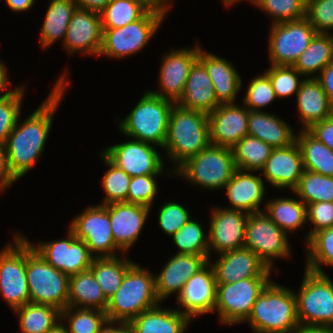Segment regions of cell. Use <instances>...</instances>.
I'll use <instances>...</instances> for the list:
<instances>
[{"label":"cell","mask_w":333,"mask_h":333,"mask_svg":"<svg viewBox=\"0 0 333 333\" xmlns=\"http://www.w3.org/2000/svg\"><path fill=\"white\" fill-rule=\"evenodd\" d=\"M306 205L333 202V177L304 170L298 186L293 190Z\"/></svg>","instance_id":"cell-41"},{"label":"cell","mask_w":333,"mask_h":333,"mask_svg":"<svg viewBox=\"0 0 333 333\" xmlns=\"http://www.w3.org/2000/svg\"><path fill=\"white\" fill-rule=\"evenodd\" d=\"M296 297L299 326L333 328V282L326 274L305 269Z\"/></svg>","instance_id":"cell-8"},{"label":"cell","mask_w":333,"mask_h":333,"mask_svg":"<svg viewBox=\"0 0 333 333\" xmlns=\"http://www.w3.org/2000/svg\"><path fill=\"white\" fill-rule=\"evenodd\" d=\"M116 323L120 326L114 327L113 325H116ZM99 333H132V331L128 322H114L107 320V322L101 327Z\"/></svg>","instance_id":"cell-58"},{"label":"cell","mask_w":333,"mask_h":333,"mask_svg":"<svg viewBox=\"0 0 333 333\" xmlns=\"http://www.w3.org/2000/svg\"><path fill=\"white\" fill-rule=\"evenodd\" d=\"M333 61L330 35L316 33L308 47L302 52L293 67L301 74L311 78L317 71L321 72Z\"/></svg>","instance_id":"cell-36"},{"label":"cell","mask_w":333,"mask_h":333,"mask_svg":"<svg viewBox=\"0 0 333 333\" xmlns=\"http://www.w3.org/2000/svg\"><path fill=\"white\" fill-rule=\"evenodd\" d=\"M273 17V24L306 17L305 0H256L255 4Z\"/></svg>","instance_id":"cell-46"},{"label":"cell","mask_w":333,"mask_h":333,"mask_svg":"<svg viewBox=\"0 0 333 333\" xmlns=\"http://www.w3.org/2000/svg\"><path fill=\"white\" fill-rule=\"evenodd\" d=\"M18 87L8 90L7 92H5L4 94H0V100L4 97H7L9 95H11L12 93H14L17 90Z\"/></svg>","instance_id":"cell-65"},{"label":"cell","mask_w":333,"mask_h":333,"mask_svg":"<svg viewBox=\"0 0 333 333\" xmlns=\"http://www.w3.org/2000/svg\"><path fill=\"white\" fill-rule=\"evenodd\" d=\"M270 276H257L234 283L217 284L216 305L220 322L234 325L246 321Z\"/></svg>","instance_id":"cell-10"},{"label":"cell","mask_w":333,"mask_h":333,"mask_svg":"<svg viewBox=\"0 0 333 333\" xmlns=\"http://www.w3.org/2000/svg\"><path fill=\"white\" fill-rule=\"evenodd\" d=\"M5 65L3 64V62H0V94L2 91L5 90V88H7V84H8V78H7V71L5 69Z\"/></svg>","instance_id":"cell-62"},{"label":"cell","mask_w":333,"mask_h":333,"mask_svg":"<svg viewBox=\"0 0 333 333\" xmlns=\"http://www.w3.org/2000/svg\"><path fill=\"white\" fill-rule=\"evenodd\" d=\"M75 311L73 312V310ZM67 307L61 311V321L68 318L69 333H99L107 322L106 313L99 309Z\"/></svg>","instance_id":"cell-43"},{"label":"cell","mask_w":333,"mask_h":333,"mask_svg":"<svg viewBox=\"0 0 333 333\" xmlns=\"http://www.w3.org/2000/svg\"><path fill=\"white\" fill-rule=\"evenodd\" d=\"M212 211L208 232L209 258L211 248L217 253H223L244 247L245 226L249 214L222 207Z\"/></svg>","instance_id":"cell-18"},{"label":"cell","mask_w":333,"mask_h":333,"mask_svg":"<svg viewBox=\"0 0 333 333\" xmlns=\"http://www.w3.org/2000/svg\"><path fill=\"white\" fill-rule=\"evenodd\" d=\"M167 13L151 7L140 19L119 28H102L103 42L99 56L124 58L145 47L157 32Z\"/></svg>","instance_id":"cell-9"},{"label":"cell","mask_w":333,"mask_h":333,"mask_svg":"<svg viewBox=\"0 0 333 333\" xmlns=\"http://www.w3.org/2000/svg\"><path fill=\"white\" fill-rule=\"evenodd\" d=\"M76 9L74 0H51L41 28L42 48L49 47L58 38L63 37V41L65 40L67 26Z\"/></svg>","instance_id":"cell-34"},{"label":"cell","mask_w":333,"mask_h":333,"mask_svg":"<svg viewBox=\"0 0 333 333\" xmlns=\"http://www.w3.org/2000/svg\"><path fill=\"white\" fill-rule=\"evenodd\" d=\"M290 333H333V328L318 326H299Z\"/></svg>","instance_id":"cell-60"},{"label":"cell","mask_w":333,"mask_h":333,"mask_svg":"<svg viewBox=\"0 0 333 333\" xmlns=\"http://www.w3.org/2000/svg\"><path fill=\"white\" fill-rule=\"evenodd\" d=\"M199 50L200 47L197 45L192 49L183 48L167 53L163 58L158 78L162 90L150 92L176 103L183 95L190 68L198 59Z\"/></svg>","instance_id":"cell-21"},{"label":"cell","mask_w":333,"mask_h":333,"mask_svg":"<svg viewBox=\"0 0 333 333\" xmlns=\"http://www.w3.org/2000/svg\"><path fill=\"white\" fill-rule=\"evenodd\" d=\"M78 8L101 12L112 0H74Z\"/></svg>","instance_id":"cell-57"},{"label":"cell","mask_w":333,"mask_h":333,"mask_svg":"<svg viewBox=\"0 0 333 333\" xmlns=\"http://www.w3.org/2000/svg\"><path fill=\"white\" fill-rule=\"evenodd\" d=\"M306 18L317 33L333 30V0H309L306 2Z\"/></svg>","instance_id":"cell-51"},{"label":"cell","mask_w":333,"mask_h":333,"mask_svg":"<svg viewBox=\"0 0 333 333\" xmlns=\"http://www.w3.org/2000/svg\"><path fill=\"white\" fill-rule=\"evenodd\" d=\"M306 77L296 93L303 130H308L314 123L333 115V105L320 82L313 76L307 79Z\"/></svg>","instance_id":"cell-28"},{"label":"cell","mask_w":333,"mask_h":333,"mask_svg":"<svg viewBox=\"0 0 333 333\" xmlns=\"http://www.w3.org/2000/svg\"><path fill=\"white\" fill-rule=\"evenodd\" d=\"M190 318L177 309H161L159 305L143 311L129 322L132 333H183Z\"/></svg>","instance_id":"cell-31"},{"label":"cell","mask_w":333,"mask_h":333,"mask_svg":"<svg viewBox=\"0 0 333 333\" xmlns=\"http://www.w3.org/2000/svg\"><path fill=\"white\" fill-rule=\"evenodd\" d=\"M314 77L320 82L323 90L328 96L329 101L333 105V61L330 62L321 72L320 75Z\"/></svg>","instance_id":"cell-55"},{"label":"cell","mask_w":333,"mask_h":333,"mask_svg":"<svg viewBox=\"0 0 333 333\" xmlns=\"http://www.w3.org/2000/svg\"><path fill=\"white\" fill-rule=\"evenodd\" d=\"M176 104L184 109L202 111L207 114L220 105L208 71L199 59L191 66L183 95Z\"/></svg>","instance_id":"cell-26"},{"label":"cell","mask_w":333,"mask_h":333,"mask_svg":"<svg viewBox=\"0 0 333 333\" xmlns=\"http://www.w3.org/2000/svg\"><path fill=\"white\" fill-rule=\"evenodd\" d=\"M103 42V29L100 12L78 8L67 26L63 42L64 48L74 54L76 51L99 55Z\"/></svg>","instance_id":"cell-17"},{"label":"cell","mask_w":333,"mask_h":333,"mask_svg":"<svg viewBox=\"0 0 333 333\" xmlns=\"http://www.w3.org/2000/svg\"><path fill=\"white\" fill-rule=\"evenodd\" d=\"M24 90L23 86L18 87L14 93L0 100V146H5L19 119Z\"/></svg>","instance_id":"cell-48"},{"label":"cell","mask_w":333,"mask_h":333,"mask_svg":"<svg viewBox=\"0 0 333 333\" xmlns=\"http://www.w3.org/2000/svg\"><path fill=\"white\" fill-rule=\"evenodd\" d=\"M7 6L16 12L27 11L32 8L34 0H5Z\"/></svg>","instance_id":"cell-59"},{"label":"cell","mask_w":333,"mask_h":333,"mask_svg":"<svg viewBox=\"0 0 333 333\" xmlns=\"http://www.w3.org/2000/svg\"><path fill=\"white\" fill-rule=\"evenodd\" d=\"M271 27L268 47L271 65L293 66L317 33L306 17Z\"/></svg>","instance_id":"cell-13"},{"label":"cell","mask_w":333,"mask_h":333,"mask_svg":"<svg viewBox=\"0 0 333 333\" xmlns=\"http://www.w3.org/2000/svg\"><path fill=\"white\" fill-rule=\"evenodd\" d=\"M102 153L130 177L163 173V159L149 143L134 139L112 145Z\"/></svg>","instance_id":"cell-15"},{"label":"cell","mask_w":333,"mask_h":333,"mask_svg":"<svg viewBox=\"0 0 333 333\" xmlns=\"http://www.w3.org/2000/svg\"><path fill=\"white\" fill-rule=\"evenodd\" d=\"M247 126L249 135L273 148H285L296 142L291 126L268 112L249 110Z\"/></svg>","instance_id":"cell-30"},{"label":"cell","mask_w":333,"mask_h":333,"mask_svg":"<svg viewBox=\"0 0 333 333\" xmlns=\"http://www.w3.org/2000/svg\"><path fill=\"white\" fill-rule=\"evenodd\" d=\"M70 224L76 238L85 242L93 257H115V251L121 250L114 241L107 205L86 208Z\"/></svg>","instance_id":"cell-14"},{"label":"cell","mask_w":333,"mask_h":333,"mask_svg":"<svg viewBox=\"0 0 333 333\" xmlns=\"http://www.w3.org/2000/svg\"><path fill=\"white\" fill-rule=\"evenodd\" d=\"M250 172L236 169L231 180L225 185L224 188L232 205L230 209L248 214L262 211L259 206L264 200L265 185L260 176Z\"/></svg>","instance_id":"cell-27"},{"label":"cell","mask_w":333,"mask_h":333,"mask_svg":"<svg viewBox=\"0 0 333 333\" xmlns=\"http://www.w3.org/2000/svg\"><path fill=\"white\" fill-rule=\"evenodd\" d=\"M211 144L208 114L184 109L176 103L171 109L163 149L177 163L175 170Z\"/></svg>","instance_id":"cell-2"},{"label":"cell","mask_w":333,"mask_h":333,"mask_svg":"<svg viewBox=\"0 0 333 333\" xmlns=\"http://www.w3.org/2000/svg\"><path fill=\"white\" fill-rule=\"evenodd\" d=\"M190 220L188 210L176 202L164 203L159 211L158 221L161 229L173 236Z\"/></svg>","instance_id":"cell-52"},{"label":"cell","mask_w":333,"mask_h":333,"mask_svg":"<svg viewBox=\"0 0 333 333\" xmlns=\"http://www.w3.org/2000/svg\"><path fill=\"white\" fill-rule=\"evenodd\" d=\"M150 7L157 8L163 10L168 13V9L170 7V1L173 0H144Z\"/></svg>","instance_id":"cell-61"},{"label":"cell","mask_w":333,"mask_h":333,"mask_svg":"<svg viewBox=\"0 0 333 333\" xmlns=\"http://www.w3.org/2000/svg\"><path fill=\"white\" fill-rule=\"evenodd\" d=\"M261 170L273 187L289 188L293 191L305 170L298 143L285 148H274Z\"/></svg>","instance_id":"cell-24"},{"label":"cell","mask_w":333,"mask_h":333,"mask_svg":"<svg viewBox=\"0 0 333 333\" xmlns=\"http://www.w3.org/2000/svg\"><path fill=\"white\" fill-rule=\"evenodd\" d=\"M287 234L264 211L251 213L245 226L244 247L252 250L272 270L274 258H287L290 246Z\"/></svg>","instance_id":"cell-12"},{"label":"cell","mask_w":333,"mask_h":333,"mask_svg":"<svg viewBox=\"0 0 333 333\" xmlns=\"http://www.w3.org/2000/svg\"><path fill=\"white\" fill-rule=\"evenodd\" d=\"M174 101L145 92L130 114L121 120L119 128L126 136L164 147L169 116Z\"/></svg>","instance_id":"cell-5"},{"label":"cell","mask_w":333,"mask_h":333,"mask_svg":"<svg viewBox=\"0 0 333 333\" xmlns=\"http://www.w3.org/2000/svg\"><path fill=\"white\" fill-rule=\"evenodd\" d=\"M68 306L106 311L108 300L90 269L69 276Z\"/></svg>","instance_id":"cell-32"},{"label":"cell","mask_w":333,"mask_h":333,"mask_svg":"<svg viewBox=\"0 0 333 333\" xmlns=\"http://www.w3.org/2000/svg\"><path fill=\"white\" fill-rule=\"evenodd\" d=\"M68 232L66 239L43 242L33 247L51 266L72 276L88 270L94 257L82 239L76 238L70 228Z\"/></svg>","instance_id":"cell-16"},{"label":"cell","mask_w":333,"mask_h":333,"mask_svg":"<svg viewBox=\"0 0 333 333\" xmlns=\"http://www.w3.org/2000/svg\"><path fill=\"white\" fill-rule=\"evenodd\" d=\"M266 214L288 235L306 222V204L294 198H277L266 203Z\"/></svg>","instance_id":"cell-38"},{"label":"cell","mask_w":333,"mask_h":333,"mask_svg":"<svg viewBox=\"0 0 333 333\" xmlns=\"http://www.w3.org/2000/svg\"><path fill=\"white\" fill-rule=\"evenodd\" d=\"M209 255L176 253L168 260L162 271L155 276V292L161 302L170 294L181 293L189 278L209 263Z\"/></svg>","instance_id":"cell-22"},{"label":"cell","mask_w":333,"mask_h":333,"mask_svg":"<svg viewBox=\"0 0 333 333\" xmlns=\"http://www.w3.org/2000/svg\"><path fill=\"white\" fill-rule=\"evenodd\" d=\"M158 303L155 275L134 263L127 270L119 289L108 300L105 313L109 321L129 323Z\"/></svg>","instance_id":"cell-4"},{"label":"cell","mask_w":333,"mask_h":333,"mask_svg":"<svg viewBox=\"0 0 333 333\" xmlns=\"http://www.w3.org/2000/svg\"><path fill=\"white\" fill-rule=\"evenodd\" d=\"M299 132L296 142L301 149L304 169L333 177V151L308 130L302 129Z\"/></svg>","instance_id":"cell-33"},{"label":"cell","mask_w":333,"mask_h":333,"mask_svg":"<svg viewBox=\"0 0 333 333\" xmlns=\"http://www.w3.org/2000/svg\"><path fill=\"white\" fill-rule=\"evenodd\" d=\"M247 321L254 333H290L295 330L299 321L294 292L270 281L258 296Z\"/></svg>","instance_id":"cell-3"},{"label":"cell","mask_w":333,"mask_h":333,"mask_svg":"<svg viewBox=\"0 0 333 333\" xmlns=\"http://www.w3.org/2000/svg\"><path fill=\"white\" fill-rule=\"evenodd\" d=\"M330 39H331V42H332V52H333V35H330Z\"/></svg>","instance_id":"cell-66"},{"label":"cell","mask_w":333,"mask_h":333,"mask_svg":"<svg viewBox=\"0 0 333 333\" xmlns=\"http://www.w3.org/2000/svg\"><path fill=\"white\" fill-rule=\"evenodd\" d=\"M306 221L314 225L307 234V241L316 232L333 227V202H317L306 205Z\"/></svg>","instance_id":"cell-53"},{"label":"cell","mask_w":333,"mask_h":333,"mask_svg":"<svg viewBox=\"0 0 333 333\" xmlns=\"http://www.w3.org/2000/svg\"><path fill=\"white\" fill-rule=\"evenodd\" d=\"M308 131L333 151V115L314 123Z\"/></svg>","instance_id":"cell-54"},{"label":"cell","mask_w":333,"mask_h":333,"mask_svg":"<svg viewBox=\"0 0 333 333\" xmlns=\"http://www.w3.org/2000/svg\"><path fill=\"white\" fill-rule=\"evenodd\" d=\"M236 169L232 148L210 144L173 172L192 184L215 190L224 188Z\"/></svg>","instance_id":"cell-7"},{"label":"cell","mask_w":333,"mask_h":333,"mask_svg":"<svg viewBox=\"0 0 333 333\" xmlns=\"http://www.w3.org/2000/svg\"><path fill=\"white\" fill-rule=\"evenodd\" d=\"M26 274L31 303L60 311L68 307L69 276L51 266L26 238Z\"/></svg>","instance_id":"cell-6"},{"label":"cell","mask_w":333,"mask_h":333,"mask_svg":"<svg viewBox=\"0 0 333 333\" xmlns=\"http://www.w3.org/2000/svg\"><path fill=\"white\" fill-rule=\"evenodd\" d=\"M14 311L22 333H48L61 321V311L49 305L29 302Z\"/></svg>","instance_id":"cell-37"},{"label":"cell","mask_w":333,"mask_h":333,"mask_svg":"<svg viewBox=\"0 0 333 333\" xmlns=\"http://www.w3.org/2000/svg\"><path fill=\"white\" fill-rule=\"evenodd\" d=\"M101 156L106 165L109 166V169L102 177L103 189L106 195L101 205L127 203L128 188L132 177L124 170L118 168L103 153Z\"/></svg>","instance_id":"cell-45"},{"label":"cell","mask_w":333,"mask_h":333,"mask_svg":"<svg viewBox=\"0 0 333 333\" xmlns=\"http://www.w3.org/2000/svg\"><path fill=\"white\" fill-rule=\"evenodd\" d=\"M210 264L209 262L198 273L192 275L177 296L180 305L178 308L183 307L182 310H177L190 319L214 312L217 284L213 266L208 267Z\"/></svg>","instance_id":"cell-19"},{"label":"cell","mask_w":333,"mask_h":333,"mask_svg":"<svg viewBox=\"0 0 333 333\" xmlns=\"http://www.w3.org/2000/svg\"><path fill=\"white\" fill-rule=\"evenodd\" d=\"M115 244L123 252L137 241L150 208L126 202L107 204Z\"/></svg>","instance_id":"cell-25"},{"label":"cell","mask_w":333,"mask_h":333,"mask_svg":"<svg viewBox=\"0 0 333 333\" xmlns=\"http://www.w3.org/2000/svg\"><path fill=\"white\" fill-rule=\"evenodd\" d=\"M213 263L216 284L234 283L257 276H270L269 269L249 248L242 247L220 253Z\"/></svg>","instance_id":"cell-23"},{"label":"cell","mask_w":333,"mask_h":333,"mask_svg":"<svg viewBox=\"0 0 333 333\" xmlns=\"http://www.w3.org/2000/svg\"><path fill=\"white\" fill-rule=\"evenodd\" d=\"M265 74L269 77L277 98L297 93L303 81L298 78L301 74L289 65H271Z\"/></svg>","instance_id":"cell-47"},{"label":"cell","mask_w":333,"mask_h":333,"mask_svg":"<svg viewBox=\"0 0 333 333\" xmlns=\"http://www.w3.org/2000/svg\"><path fill=\"white\" fill-rule=\"evenodd\" d=\"M159 175H140L131 178L127 203L138 204L151 209L157 193V183L154 177Z\"/></svg>","instance_id":"cell-50"},{"label":"cell","mask_w":333,"mask_h":333,"mask_svg":"<svg viewBox=\"0 0 333 333\" xmlns=\"http://www.w3.org/2000/svg\"><path fill=\"white\" fill-rule=\"evenodd\" d=\"M273 149L259 138L247 134L232 147L235 166L244 171H260Z\"/></svg>","instance_id":"cell-39"},{"label":"cell","mask_w":333,"mask_h":333,"mask_svg":"<svg viewBox=\"0 0 333 333\" xmlns=\"http://www.w3.org/2000/svg\"><path fill=\"white\" fill-rule=\"evenodd\" d=\"M226 5H232L235 4V2L237 1H241V0H222ZM252 2L253 4H255L256 0H247Z\"/></svg>","instance_id":"cell-64"},{"label":"cell","mask_w":333,"mask_h":333,"mask_svg":"<svg viewBox=\"0 0 333 333\" xmlns=\"http://www.w3.org/2000/svg\"><path fill=\"white\" fill-rule=\"evenodd\" d=\"M17 181L10 173L5 146H0V191Z\"/></svg>","instance_id":"cell-56"},{"label":"cell","mask_w":333,"mask_h":333,"mask_svg":"<svg viewBox=\"0 0 333 333\" xmlns=\"http://www.w3.org/2000/svg\"><path fill=\"white\" fill-rule=\"evenodd\" d=\"M305 269L319 274H326L320 265L333 266V227L314 233L307 241Z\"/></svg>","instance_id":"cell-42"},{"label":"cell","mask_w":333,"mask_h":333,"mask_svg":"<svg viewBox=\"0 0 333 333\" xmlns=\"http://www.w3.org/2000/svg\"><path fill=\"white\" fill-rule=\"evenodd\" d=\"M177 253L209 255V238L204 234L202 224L189 220L173 236Z\"/></svg>","instance_id":"cell-44"},{"label":"cell","mask_w":333,"mask_h":333,"mask_svg":"<svg viewBox=\"0 0 333 333\" xmlns=\"http://www.w3.org/2000/svg\"><path fill=\"white\" fill-rule=\"evenodd\" d=\"M14 245L0 251V294L16 310L30 302L26 274V238L14 235Z\"/></svg>","instance_id":"cell-11"},{"label":"cell","mask_w":333,"mask_h":333,"mask_svg":"<svg viewBox=\"0 0 333 333\" xmlns=\"http://www.w3.org/2000/svg\"><path fill=\"white\" fill-rule=\"evenodd\" d=\"M248 116L249 109L245 105L220 104L208 114L211 144L232 148L248 134Z\"/></svg>","instance_id":"cell-20"},{"label":"cell","mask_w":333,"mask_h":333,"mask_svg":"<svg viewBox=\"0 0 333 333\" xmlns=\"http://www.w3.org/2000/svg\"><path fill=\"white\" fill-rule=\"evenodd\" d=\"M247 89L243 102L249 110L261 111L262 107L271 104L277 98L271 81L265 73L254 77Z\"/></svg>","instance_id":"cell-49"},{"label":"cell","mask_w":333,"mask_h":333,"mask_svg":"<svg viewBox=\"0 0 333 333\" xmlns=\"http://www.w3.org/2000/svg\"><path fill=\"white\" fill-rule=\"evenodd\" d=\"M119 258L118 256L94 257L91 267L89 268L107 300L116 293L121 286L127 270L134 264V262L130 261L128 258L123 260Z\"/></svg>","instance_id":"cell-35"},{"label":"cell","mask_w":333,"mask_h":333,"mask_svg":"<svg viewBox=\"0 0 333 333\" xmlns=\"http://www.w3.org/2000/svg\"><path fill=\"white\" fill-rule=\"evenodd\" d=\"M151 7L144 0H112L101 12L102 28H119L140 19Z\"/></svg>","instance_id":"cell-40"},{"label":"cell","mask_w":333,"mask_h":333,"mask_svg":"<svg viewBox=\"0 0 333 333\" xmlns=\"http://www.w3.org/2000/svg\"><path fill=\"white\" fill-rule=\"evenodd\" d=\"M48 333H69L68 329L63 326L61 321L53 328L51 329Z\"/></svg>","instance_id":"cell-63"},{"label":"cell","mask_w":333,"mask_h":333,"mask_svg":"<svg viewBox=\"0 0 333 333\" xmlns=\"http://www.w3.org/2000/svg\"><path fill=\"white\" fill-rule=\"evenodd\" d=\"M65 72L56 81L48 98L22 124L18 121L5 144L8 168L18 180L29 172L42 154L57 110L66 90Z\"/></svg>","instance_id":"cell-1"},{"label":"cell","mask_w":333,"mask_h":333,"mask_svg":"<svg viewBox=\"0 0 333 333\" xmlns=\"http://www.w3.org/2000/svg\"><path fill=\"white\" fill-rule=\"evenodd\" d=\"M198 59L205 65L212 80L217 101L220 104L234 103L242 86V80L234 66L226 59L199 50Z\"/></svg>","instance_id":"cell-29"}]
</instances>
